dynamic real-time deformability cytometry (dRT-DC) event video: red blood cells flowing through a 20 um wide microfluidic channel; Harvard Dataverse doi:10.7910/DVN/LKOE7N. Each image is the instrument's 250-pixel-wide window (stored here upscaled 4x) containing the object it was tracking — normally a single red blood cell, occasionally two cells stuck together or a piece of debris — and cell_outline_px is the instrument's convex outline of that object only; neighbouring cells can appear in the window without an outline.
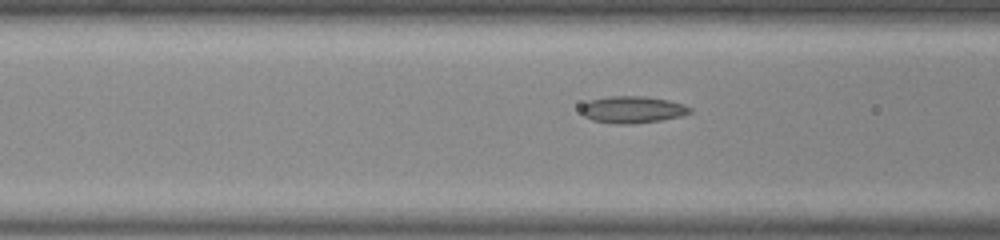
{"species": "common noctule bat (a hibernating species)", "species_latin": "Nyctalus noctula", "temperature_condition": "room temperature", "stored_images_in_passage": 12, "camera_frame_rate_fps": 3000, "um_per_image_px": 0.085, "animal": {"sex": "male", "body_mass_g": 20.0, "forearm_length_mm": 53.3}, "frame": {"image": 1, "passage_image": 9, "time_ms": 2.667, "image_size_px": [1000, 240], "cell_outline_px": [[692, 112], [680, 116], [660, 120], [632, 124], [616, 124], [592, 120], [584, 116], [580, 112], [580, 104], [588, 100], [608, 96], [644, 96], [668, 100], [684, 104], [692, 108]], "centroid_in_image_um": [53.71, 9.31], "position_along_channel_um": 112.9, "area_um2": 17.28}}